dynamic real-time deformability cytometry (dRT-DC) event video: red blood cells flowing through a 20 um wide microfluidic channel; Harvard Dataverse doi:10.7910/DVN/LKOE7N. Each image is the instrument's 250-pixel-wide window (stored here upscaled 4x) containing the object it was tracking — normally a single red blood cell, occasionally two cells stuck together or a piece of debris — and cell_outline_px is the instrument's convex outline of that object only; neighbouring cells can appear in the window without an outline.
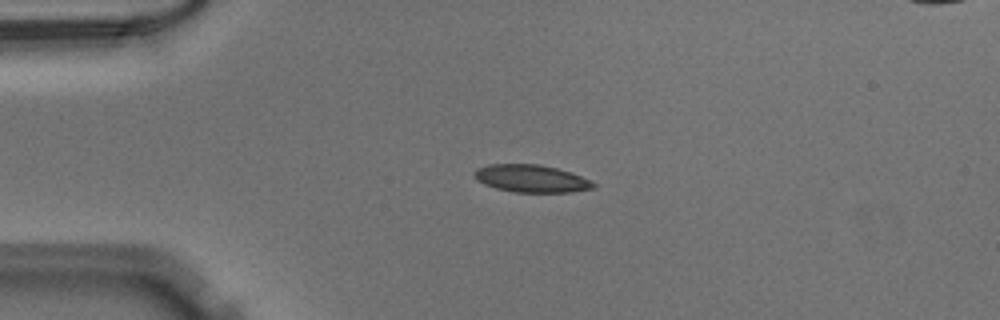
{"species": "Egyptian fruit bat (a non-hibernating species)", "species_latin": "Rousettus aegyptiacus", "temperature_condition": "warm", "stored_images_in_passage": 40, "camera_frame_rate_fps": 3000, "um_per_image_px": 0.085, "animal": {"sex": "male"}, "frame": {"image": 1, "passage_image": 1, "time_ms": 0.0, "image_size_px": [1000, 320], "cell_outline_px": [[596, 188], [568, 192], [516, 192], [496, 188], [484, 184], [476, 180], [472, 172], [476, 168], [488, 164], [540, 164], [556, 168], [580, 176], [596, 184]], "centroid_in_image_um": [45.1, 15.17], "position_along_channel_um": 39.9, "area_um2": 19.02}}
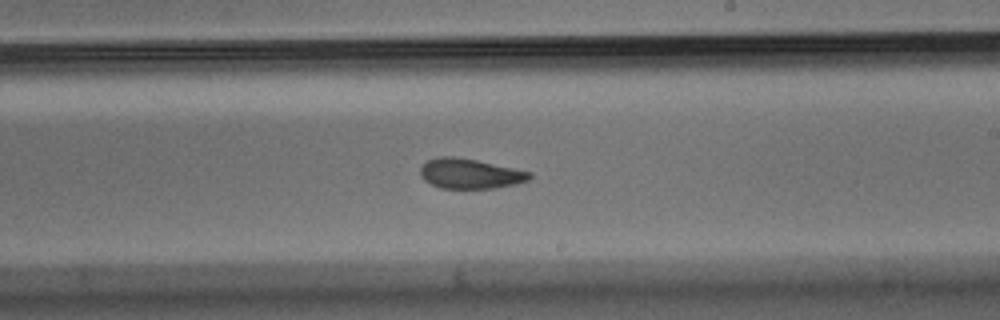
{"frame": {"image": 2, "passage_image": 19, "time_ms": 6.0, "image_size_px": [1000, 320], "cell_outline_px": [[532, 176], [528, 180], [516, 184], [496, 188], [440, 188], [424, 180], [420, 172], [420, 168], [428, 160], [436, 156], [452, 156], [476, 160], [532, 172]], "centroid_in_image_um": [39.96, 14.76], "position_along_channel_um": 249.0, "area_um2": 19.02}}
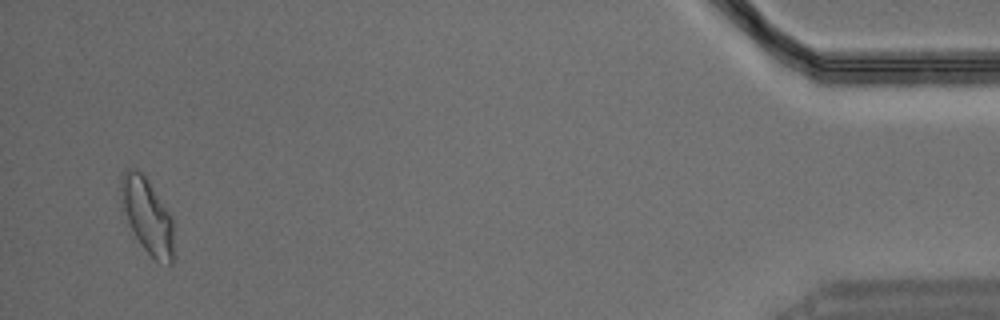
{"frame": {"image": 3, "passage_image": 38, "time_ms": 12.333, "image_size_px": [1000, 320], "cell_outline_px": [[176, 256], [172, 264], [168, 264], [156, 260], [140, 244], [120, 212], [120, 176], [124, 168], [136, 168], [148, 180], [172, 212]], "centroid_in_image_um": [12.53, 18.33], "position_along_channel_um": 422.7, "area_um2": 24.57}}